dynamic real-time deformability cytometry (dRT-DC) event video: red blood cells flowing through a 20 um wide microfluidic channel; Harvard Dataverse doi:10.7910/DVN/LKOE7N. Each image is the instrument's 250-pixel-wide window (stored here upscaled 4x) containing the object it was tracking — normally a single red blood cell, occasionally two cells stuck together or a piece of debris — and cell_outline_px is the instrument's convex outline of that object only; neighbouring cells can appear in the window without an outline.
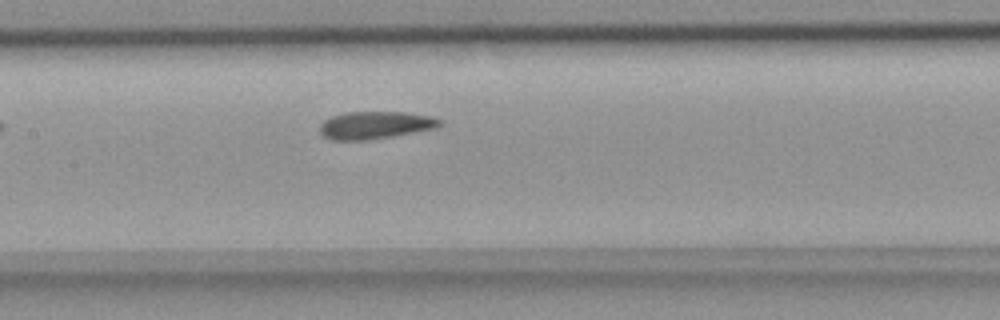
{"species": "common noctule bat (a hibernating species)", "species_latin": "Nyctalus noctula", "temperature_condition": "room temperature", "stored_images_in_passage": 9, "segment_of_instrument_passage": [1, 2], "camera_frame_rate_fps": 3000, "um_per_image_px": 0.085, "animal": {"sex": "female", "body_mass_g": 18.4}, "frame": {"image": 1, "passage_image": 8, "time_ms": 2.333, "image_size_px": [1000, 320], "cell_outline_px": [[444, 120], [436, 128], [392, 136], [368, 140], [332, 140], [324, 136], [320, 132], [320, 124], [324, 120], [332, 116], [344, 112], [404, 112], [432, 116]], "centroid_in_image_um": [31.89, 10.63], "position_along_channel_um": 175.5, "area_um2": 19.25}}